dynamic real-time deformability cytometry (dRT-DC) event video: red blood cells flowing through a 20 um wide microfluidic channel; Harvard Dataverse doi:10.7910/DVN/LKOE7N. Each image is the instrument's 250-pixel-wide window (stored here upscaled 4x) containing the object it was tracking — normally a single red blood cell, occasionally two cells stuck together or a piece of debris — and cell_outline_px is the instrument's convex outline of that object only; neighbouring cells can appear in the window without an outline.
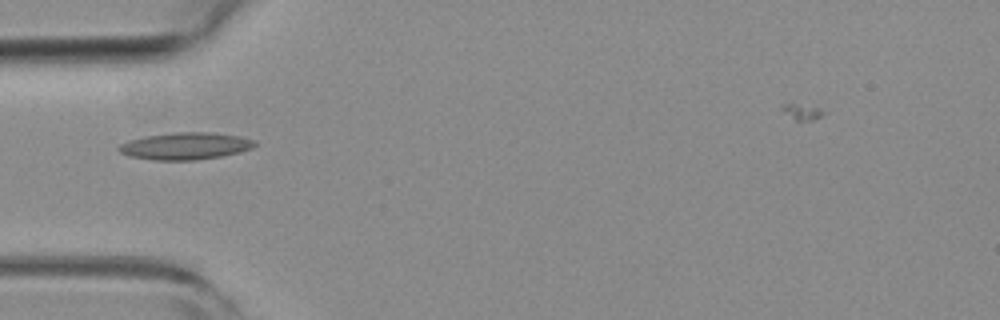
{"species": "common noctule bat (a hibernating species)", "species_latin": "Nyctalus noctula", "temperature_condition": "room temperature", "stored_images_in_passage": 37, "camera_frame_rate_fps": 3000, "um_per_image_px": 0.085, "animal": {"sex": "female", "body_mass_g": 19.3, "forearm_length_mm": 54.1}, "frame": {"image": 1, "passage_image": 1, "time_ms": 0.0, "image_size_px": [1000, 320], "cell_outline_px": [[256, 144], [252, 148], [240, 152], [220, 156], [196, 160], [156, 160], [128, 156], [120, 152], [116, 148], [120, 144], [128, 140], [144, 136], [172, 132], [212, 132], [240, 136], [256, 140]], "centroid_in_image_um": [15.74, 12.4], "position_along_channel_um": 69.3, "area_um2": 21.62}}
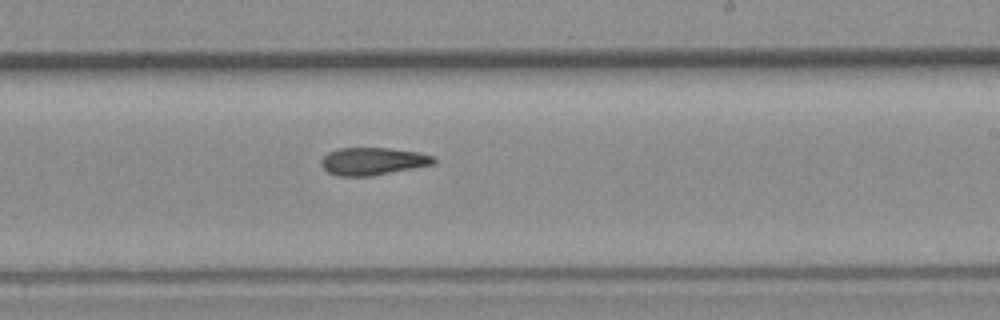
{"frame": {"image": 2, "passage_image": 16, "time_ms": 5.0, "image_size_px": [1000, 320], "cell_outline_px": [[436, 164], [372, 176], [340, 176], [328, 172], [320, 164], [320, 160], [328, 152], [336, 148], [388, 148], [416, 152], [432, 156], [436, 160]], "centroid_in_image_um": [31.67, 13.71], "position_along_channel_um": 257.3, "area_um2": 18.09}}
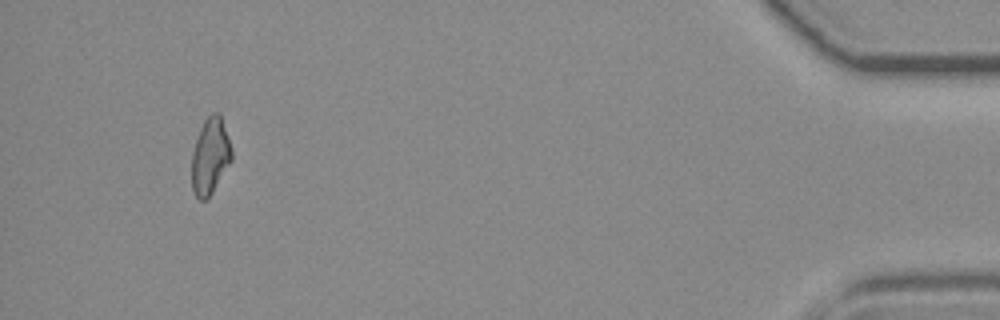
{"frame": {"image": 3, "passage_image": 35, "time_ms": 11.333, "image_size_px": [1000, 320], "cell_outline_px": [[232, 160], [212, 192], [204, 200], [200, 200], [192, 192], [192, 152], [200, 128], [204, 120], [212, 112], [220, 112], [232, 148]], "centroid_in_image_um": [17.87, 13.24], "position_along_channel_um": 417.3, "area_um2": 17.74}}